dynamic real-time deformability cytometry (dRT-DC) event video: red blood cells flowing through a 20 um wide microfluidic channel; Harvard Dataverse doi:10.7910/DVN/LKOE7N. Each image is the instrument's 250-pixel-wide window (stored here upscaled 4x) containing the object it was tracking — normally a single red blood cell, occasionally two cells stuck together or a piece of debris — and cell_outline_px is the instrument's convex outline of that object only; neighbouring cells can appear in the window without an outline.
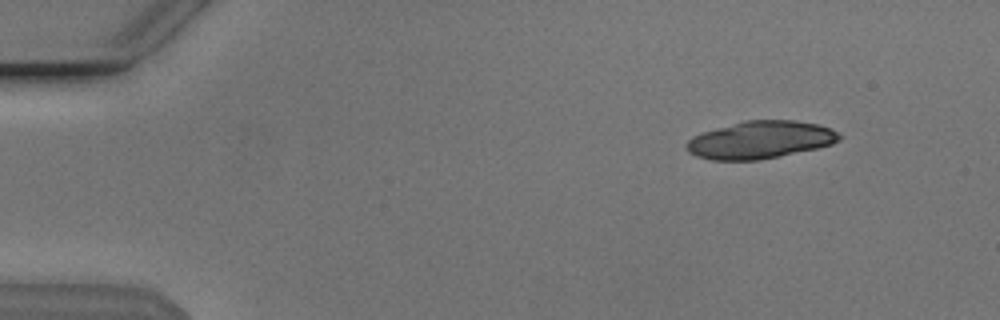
{"species": "Egyptian fruit bat (a non-hibernating species)", "species_latin": "Rousettus aegyptiacus", "temperature_condition": "cold", "stored_images_in_passage": 19, "camera_frame_rate_fps": 3000, "um_per_image_px": 0.085, "animal": {"sex": "male"}, "frame": {"image": 1, "passage_image": 6, "time_ms": 1.667, "image_size_px": [1000, 320], "cell_outline_px": [[840, 140], [832, 144], [816, 148], [756, 160], [708, 160], [696, 156], [688, 152], [684, 144], [692, 136], [716, 128], [744, 120], [792, 120], [816, 124], [832, 128], [840, 136]], "centroid_in_image_um": [64.57, 11.88], "position_along_channel_um": 20.4, "area_um2": 33.18}}